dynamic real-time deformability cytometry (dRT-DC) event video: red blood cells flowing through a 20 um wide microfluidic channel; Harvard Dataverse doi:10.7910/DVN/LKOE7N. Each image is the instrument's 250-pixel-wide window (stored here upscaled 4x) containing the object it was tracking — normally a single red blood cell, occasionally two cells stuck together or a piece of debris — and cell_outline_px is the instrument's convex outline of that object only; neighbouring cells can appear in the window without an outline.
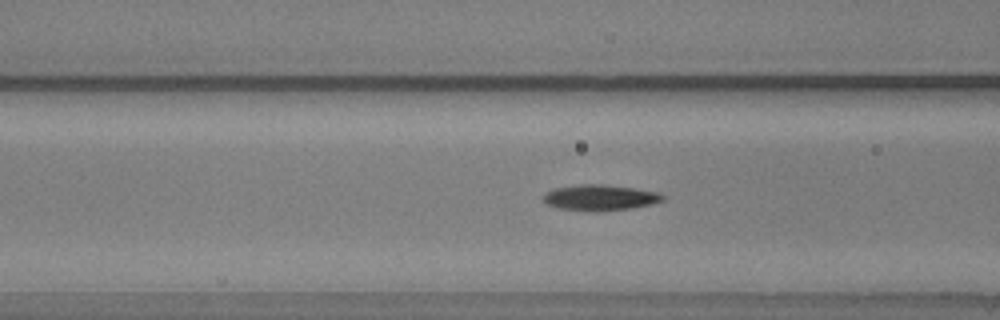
{"species": "common noctule bat (a hibernating species)", "species_latin": "Nyctalus noctula", "temperature_condition": "warm", "stored_images_in_passage": 29, "camera_frame_rate_fps": 3000, "um_per_image_px": 0.085, "animal": {"sex": "male", "body_mass_g": 20.5, "forearm_length_mm": 52.5}, "frame": {"image": 1, "passage_image": 9, "time_ms": 2.667, "image_size_px": [1000, 320], "cell_outline_px": [[664, 200], [652, 204], [632, 208], [600, 212], [596, 212], [560, 208], [544, 204], [544, 192], [552, 188], [580, 184], [600, 184], [632, 188], [660, 192], [664, 196]], "centroid_in_image_um": [50.98, 16.8], "position_along_channel_um": 115.6, "area_um2": 18.15}}
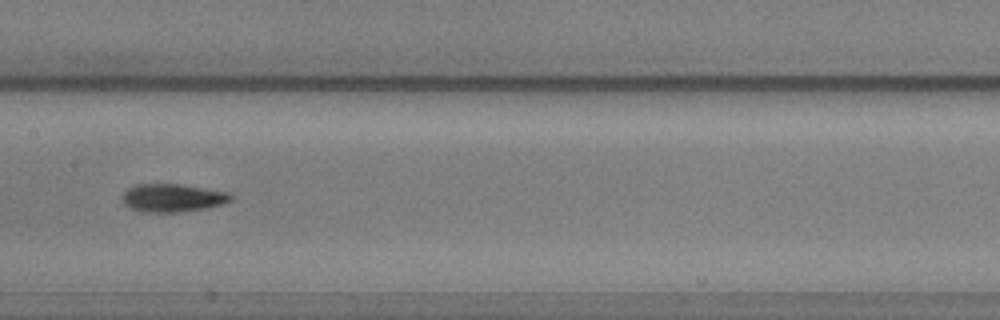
{"frame": {"image": 2, "passage_image": 15, "time_ms": 4.667, "image_size_px": [1000, 320], "cell_outline_px": [[232, 200], [224, 204], [208, 208], [180, 212], [140, 212], [128, 208], [120, 200], [120, 196], [128, 188], [136, 184], [180, 184], [228, 192], [232, 196]], "centroid_in_image_um": [14.62, 16.83], "position_along_channel_um": 192.8, "area_um2": 18.09}}
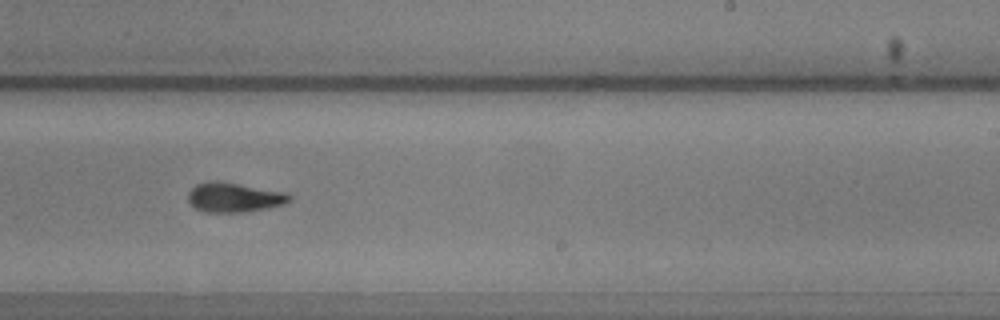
{"frame": {"image": 3, "passage_image": 21, "time_ms": 6.667, "image_size_px": [1000, 320], "cell_outline_px": [[292, 196], [284, 204], [244, 212], [204, 212], [196, 208], [188, 200], [188, 192], [196, 184], [212, 180], [216, 180], [284, 192]], "centroid_in_image_um": [19.84, 16.77], "position_along_channel_um": 269.2, "area_um2": 17.17}, "authors_computed_cell_mechanics": {"area_um2": 17.5712, "velocity_mm_per_s": 3.8355, "shape_relaxation_time_tau1_ms": 3.7321, "shape_relaxation_time_tau2_ms": 5.2792, "deformation_change_tau1": 0.1793, "deformation_change_tau2": 0.1049}}